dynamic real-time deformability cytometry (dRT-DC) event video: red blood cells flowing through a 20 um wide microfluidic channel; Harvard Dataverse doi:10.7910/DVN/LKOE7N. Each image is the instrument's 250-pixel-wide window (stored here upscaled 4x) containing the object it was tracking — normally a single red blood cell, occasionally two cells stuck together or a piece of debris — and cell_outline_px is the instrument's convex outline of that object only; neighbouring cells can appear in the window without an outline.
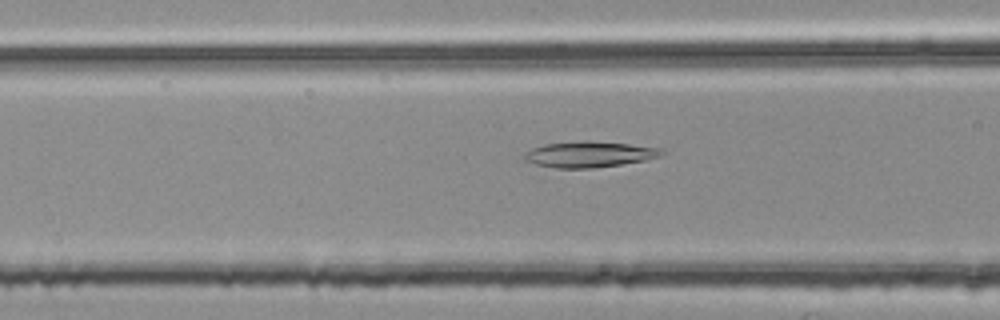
{"species": "common noctule bat (a hibernating species)", "species_latin": "Nyctalus noctula", "temperature_condition": "room temperature", "stored_images_in_passage": 40, "camera_frame_rate_fps": 3000, "um_per_image_px": 0.085, "animal": {"sex": "female", "body_mass_g": 25.1}, "frame": {"image": 1, "passage_image": 11, "time_ms": 3.333, "image_size_px": [1000, 320], "cell_outline_px": [[668, 152], [660, 156], [648, 160], [596, 168], [556, 168], [536, 164], [524, 160], [524, 152], [532, 148], [544, 144], [584, 140], [588, 140], [628, 144], [664, 148]], "centroid_in_image_um": [50.14, 13.11], "position_along_channel_um": 116.5, "area_um2": 21.04}}
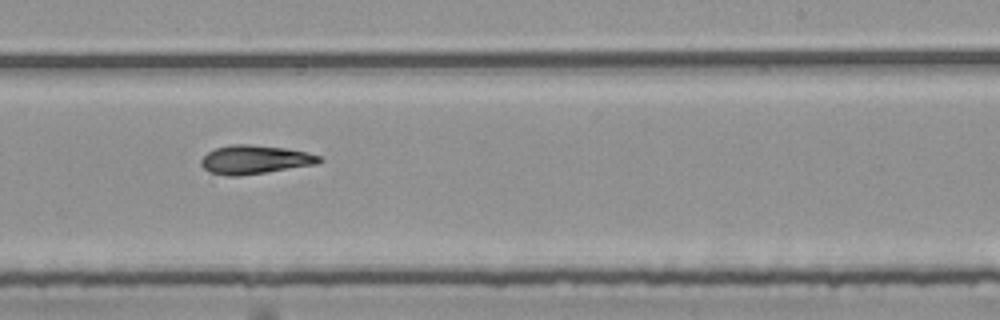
{"frame": {"image": 2, "passage_image": 23, "time_ms": 7.333, "image_size_px": [1000, 320], "cell_outline_px": [[324, 160], [316, 164], [264, 172], [236, 176], [228, 176], [208, 172], [200, 164], [200, 160], [208, 152], [216, 148], [232, 144], [248, 144], [288, 148], [308, 152], [320, 156]], "centroid_in_image_um": [21.66, 13.55], "position_along_channel_um": 267.3, "area_um2": 19.71}}
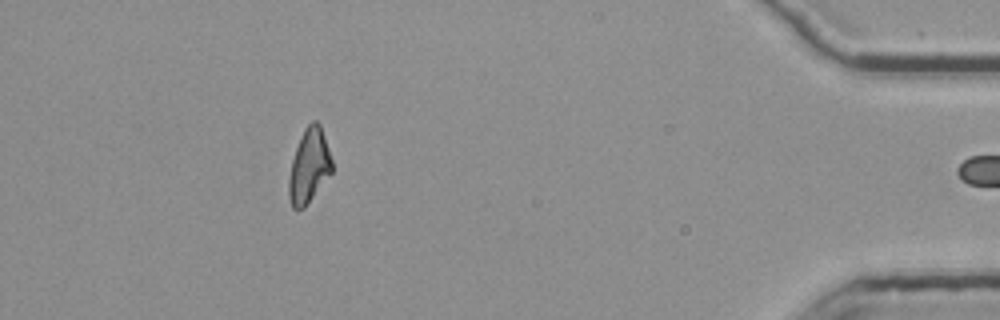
{"frame": {"image": 3, "passage_image": 39, "time_ms": 12.667, "image_size_px": [1000, 320], "cell_outline_px": [[332, 172], [304, 208], [296, 212], [292, 208], [288, 196], [288, 176], [292, 160], [296, 148], [304, 128], [312, 120], [316, 120], [320, 124], [332, 160]], "centroid_in_image_um": [26.24, 14.14], "position_along_channel_um": 409.0, "area_um2": 18.73}}